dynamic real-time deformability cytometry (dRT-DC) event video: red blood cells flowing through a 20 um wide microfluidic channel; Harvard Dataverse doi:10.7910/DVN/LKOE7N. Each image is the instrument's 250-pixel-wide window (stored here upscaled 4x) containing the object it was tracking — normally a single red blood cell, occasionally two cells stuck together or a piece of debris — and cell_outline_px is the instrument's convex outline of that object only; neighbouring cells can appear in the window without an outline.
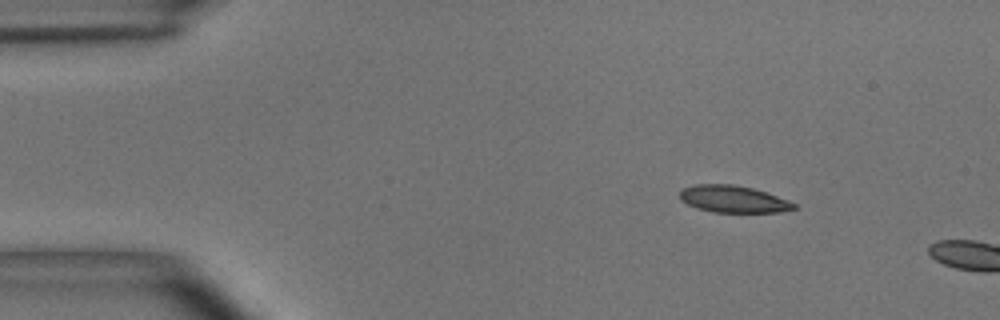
{"species": "common noctule bat (a hibernating species)", "species_latin": "Nyctalus noctula", "temperature_condition": "room temperature", "stored_images_in_passage": 2, "camera_frame_rate_fps": 3000, "um_per_image_px": 0.085, "animal": {"sex": "male", "body_mass_g": 15.6}, "frame": {"image": 1, "passage_image": 1, "time_ms": 0.0, "image_size_px": [1000, 320], "cell_outline_px": [[796, 208], [780, 212], [712, 212], [696, 208], [680, 200], [680, 188], [696, 184], [732, 184], [752, 188], [788, 200], [796, 204]], "centroid_in_image_um": [62.28, 16.92], "position_along_channel_um": 22.7, "area_um2": 17.92}}